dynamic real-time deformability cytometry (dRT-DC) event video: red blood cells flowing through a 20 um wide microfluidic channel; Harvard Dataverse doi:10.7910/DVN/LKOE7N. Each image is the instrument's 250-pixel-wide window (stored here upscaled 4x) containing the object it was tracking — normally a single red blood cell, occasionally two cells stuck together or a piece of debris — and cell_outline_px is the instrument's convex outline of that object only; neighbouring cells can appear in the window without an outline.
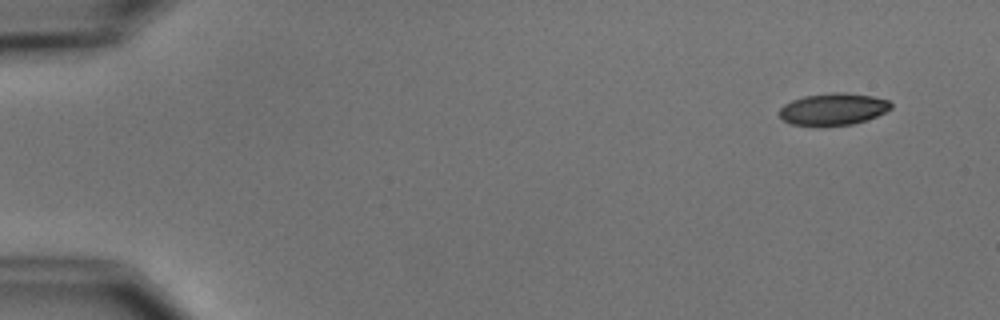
{"species": "common noctule bat (a hibernating species)", "species_latin": "Nyctalus noctula", "temperature_condition": "cold", "stored_images_in_passage": 7, "camera_frame_rate_fps": 3000, "um_per_image_px": 0.085, "animal": {"sex": "male", "body_mass_g": 15.6}, "frame": {"image": 1, "passage_image": 1, "time_ms": 0.0, "image_size_px": [1000, 320], "cell_outline_px": [[892, 108], [876, 116], [852, 124], [792, 124], [784, 120], [780, 116], [780, 108], [784, 104], [792, 100], [804, 96], [832, 92], [840, 92], [872, 96], [888, 100], [892, 104]], "centroid_in_image_um": [70.83, 9.24], "position_along_channel_um": 14.2, "area_um2": 20.17}}
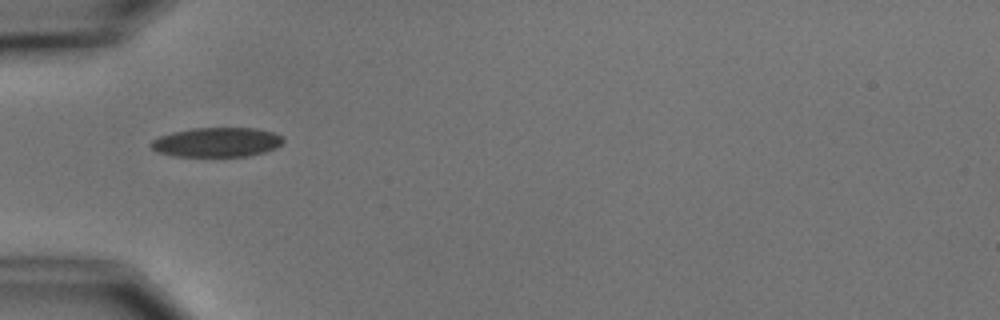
{"frame": {"image": 2, "passage_image": 5, "time_ms": 4.667, "image_size_px": [1000, 320], "cell_outline_px": [[284, 140], [276, 148], [264, 152], [248, 156], [172, 156], [156, 152], [148, 144], [152, 140], [160, 136], [172, 132], [192, 128], [256, 128], [272, 132], [280, 136]], "centroid_in_image_um": [18.38, 12.09], "position_along_channel_um": 66.6, "area_um2": 22.72}}
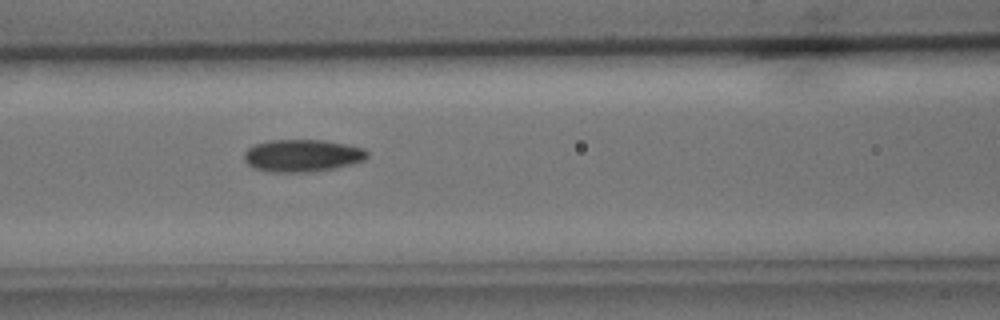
{"frame": {"image": 3, "passage_image": 7, "time_ms": 6.667, "image_size_px": [1000, 320], "cell_outline_px": [[368, 156], [364, 160], [352, 164], [336, 168], [308, 172], [268, 172], [252, 168], [244, 160], [244, 152], [248, 148], [256, 144], [268, 140], [324, 140], [364, 148], [368, 152]], "centroid_in_image_um": [25.68, 13.23], "position_along_channel_um": 140.9, "area_um2": 23.35}}